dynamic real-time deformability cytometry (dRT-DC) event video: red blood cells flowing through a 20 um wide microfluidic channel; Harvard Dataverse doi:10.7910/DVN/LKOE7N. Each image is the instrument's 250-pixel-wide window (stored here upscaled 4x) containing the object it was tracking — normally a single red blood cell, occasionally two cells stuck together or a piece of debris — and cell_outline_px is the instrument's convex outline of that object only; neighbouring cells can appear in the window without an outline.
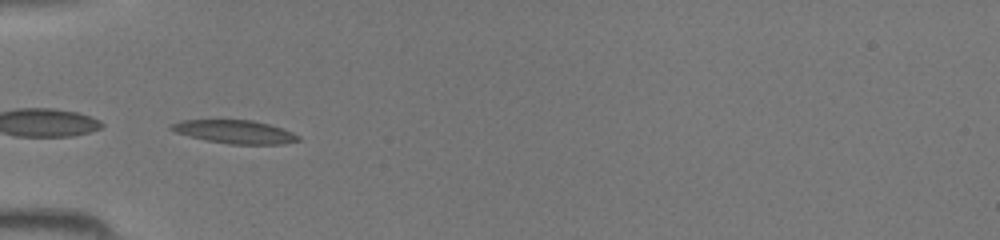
{"species": "common noctule bat (a hibernating species)", "species_latin": "Nyctalus noctula", "temperature_condition": "room temperature", "stored_images_in_passage": 36, "camera_frame_rate_fps": 3000, "um_per_image_px": 0.085, "animal": {"sex": "female", "body_mass_g": 19.5, "forearm_length_mm": 54.1}, "frame": {"image": 1, "passage_image": 7, "time_ms": 2.0, "image_size_px": [1000, 240], "cell_outline_px": [[300, 140], [284, 144], [232, 144], [208, 140], [176, 132], [168, 128], [172, 124], [180, 120], [252, 120], [268, 124], [292, 132], [300, 136]], "centroid_in_image_um": [19.99, 11.2], "position_along_channel_um": 65.0, "area_um2": 16.94}}
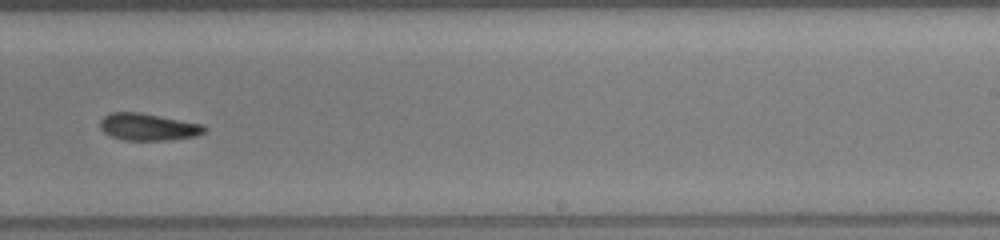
{"frame": {"image": 2, "passage_image": 21, "time_ms": 6.667, "image_size_px": [1000, 240], "cell_outline_px": [[208, 128], [204, 132], [196, 136], [168, 140], [124, 140], [112, 136], [104, 132], [100, 128], [100, 120], [104, 116], [112, 112], [140, 112], [204, 124]], "centroid_in_image_um": [12.61, 10.78], "position_along_channel_um": 276.4, "area_um2": 16.53}}
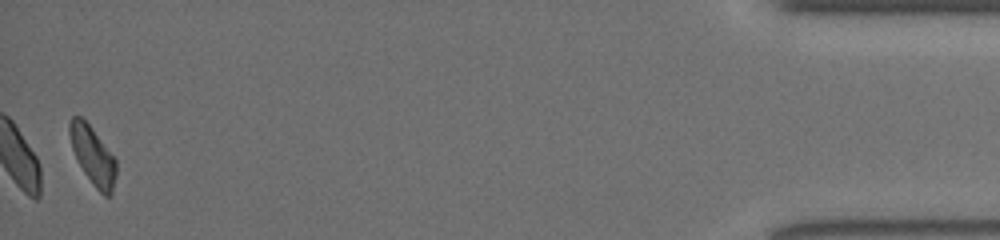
{"frame": {"image": 3, "passage_image": 36, "time_ms": 11.667, "image_size_px": [1000, 240], "cell_outline_px": [[116, 176], [112, 196], [104, 196], [92, 184], [84, 172], [72, 148], [68, 132], [68, 124], [72, 116], [80, 116], [92, 128], [116, 160]], "centroid_in_image_um": [7.89, 13.24], "position_along_channel_um": 427.3, "area_um2": 15.66}}